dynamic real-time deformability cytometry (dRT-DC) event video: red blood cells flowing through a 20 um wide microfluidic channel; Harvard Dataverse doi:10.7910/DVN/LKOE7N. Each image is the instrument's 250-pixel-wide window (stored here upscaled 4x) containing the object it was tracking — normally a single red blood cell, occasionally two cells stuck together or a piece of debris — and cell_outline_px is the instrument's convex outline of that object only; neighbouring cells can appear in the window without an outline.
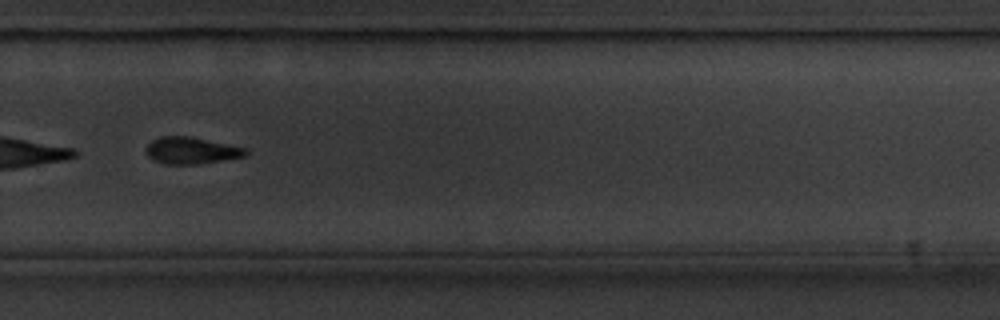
{"species": "common noctule bat (a hibernating species)", "species_latin": "Nyctalus noctula", "temperature_condition": "cold", "stored_images_in_passage": 50, "camera_frame_rate_fps": 3000, "um_per_image_px": 0.085, "animal": {"sex": "male", "body_mass_g": 20.1, "forearm_length_mm": 53.5}, "frame": {"image": 1, "passage_image": 33, "time_ms": 10.667, "image_size_px": [1000, 320], "cell_outline_px": [[248, 152], [244, 156], [196, 164], [164, 164], [152, 160], [148, 156], [148, 144], [152, 140], [160, 136], [188, 136], [248, 148]], "centroid_in_image_um": [16.25, 12.79], "position_along_channel_um": 313.6, "area_um2": 15.32}, "authors_computed_cell_mechanics": {"area_um2": 16.9932, "velocity_mm_per_s": 3.527, "shape_relaxation_time_tau1_ms": 3.4166, "shape_relaxation_time_tau2_ms": null, "deformation_change_tau1": 0.1086, "deformation_change_tau2": null}}